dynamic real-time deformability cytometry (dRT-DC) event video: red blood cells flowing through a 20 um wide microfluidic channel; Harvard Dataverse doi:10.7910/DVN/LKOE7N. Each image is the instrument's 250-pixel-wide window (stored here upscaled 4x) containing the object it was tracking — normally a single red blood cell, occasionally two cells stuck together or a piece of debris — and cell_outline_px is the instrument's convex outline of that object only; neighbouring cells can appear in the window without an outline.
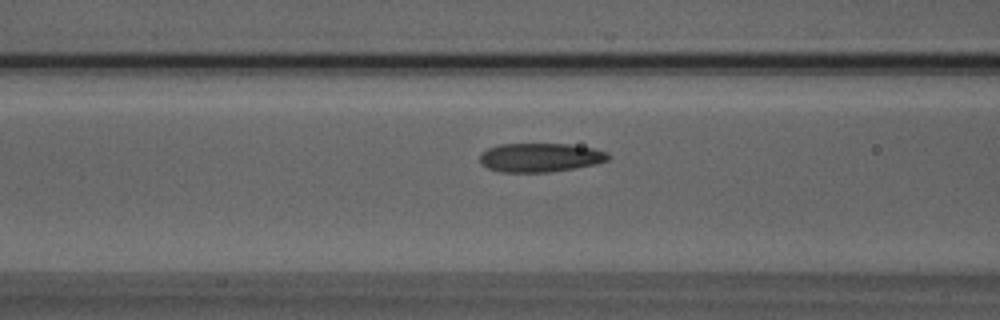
{"species": "Egyptian fruit bat (a non-hibernating species)", "species_latin": "Rousettus aegyptiacus", "temperature_condition": "room temperature", "stored_images_in_passage": 8, "camera_frame_rate_fps": 3000, "um_per_image_px": 0.085, "animal": {"sex": "male"}, "frame": {"image": 1, "passage_image": 6, "time_ms": 1.667, "image_size_px": [1000, 320], "cell_outline_px": [[612, 156], [608, 160], [596, 164], [576, 168], [548, 172], [500, 172], [488, 168], [480, 164], [480, 152], [488, 148], [500, 144], [572, 144], [592, 148], [608, 152]], "centroid_in_image_um": [45.92, 13.39], "position_along_channel_um": 120.7, "area_um2": 21.85}}